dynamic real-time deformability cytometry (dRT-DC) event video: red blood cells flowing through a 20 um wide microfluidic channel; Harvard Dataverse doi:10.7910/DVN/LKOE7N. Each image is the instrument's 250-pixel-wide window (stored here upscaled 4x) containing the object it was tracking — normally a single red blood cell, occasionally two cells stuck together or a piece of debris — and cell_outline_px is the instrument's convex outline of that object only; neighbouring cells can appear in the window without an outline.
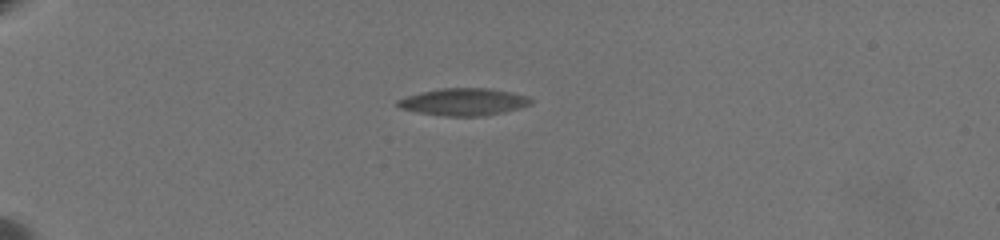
{"species": "common noctule bat (a hibernating species)", "species_latin": "Nyctalus noctula", "temperature_condition": "warm", "stored_images_in_passage": 52, "camera_frame_rate_fps": 3000, "um_per_image_px": 0.085, "animal": {"sex": "female", "body_mass_g": 19.5, "forearm_length_mm": 54.1}, "frame": {"image": 1, "passage_image": 1, "time_ms": 0.0, "image_size_px": [1000, 240], "cell_outline_px": [[532, 100], [528, 104], [496, 112], [476, 116], [452, 116], [420, 112], [404, 108], [396, 104], [396, 100], [408, 96], [424, 92], [444, 88], [480, 88], [508, 92], [528, 96]], "centroid_in_image_um": [39.35, 8.64], "position_along_channel_um": 45.7, "area_um2": 19.83}}
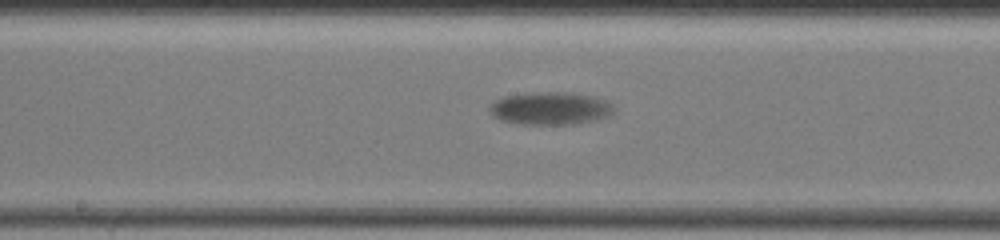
{"frame": {"image": 2, "passage_image": 22, "time_ms": 7.0, "image_size_px": [1000, 240], "cell_outline_px": [[608, 112], [600, 116], [572, 124], [524, 124], [504, 120], [496, 116], [492, 112], [492, 104], [496, 100], [508, 96], [584, 96], [596, 100], [604, 104], [608, 108]], "centroid_in_image_um": [46.57, 9.3], "position_along_channel_um": 201.6, "area_um2": 20.0}}
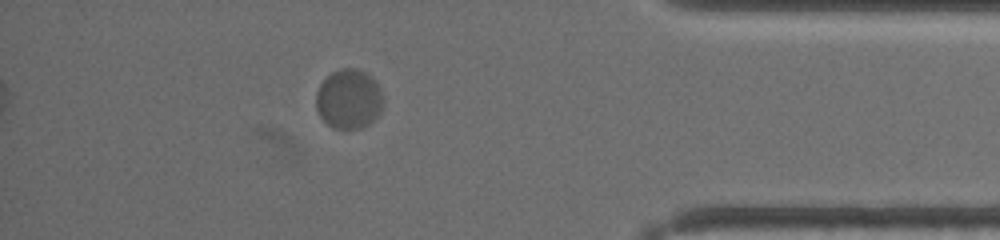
{"frame": {"image": 3, "passage_image": 45, "time_ms": 14.667, "image_size_px": [1000, 240], "cell_outline_px": [[380, 112], [368, 124], [360, 128], [332, 128], [320, 116], [316, 108], [316, 92], [320, 84], [332, 72], [340, 68], [352, 68], [364, 72], [376, 84], [380, 92]], "centroid_in_image_um": [29.58, 8.43], "position_along_channel_um": 405.6, "area_um2": 22.6}, "authors_computed_cell_mechanics": {"area_um2": 20.6924, "velocity_mm_per_s": 3.0072, "shape_relaxation_time_tau1_ms": 1.4043, "shape_relaxation_time_tau2_ms": null, "deformation_change_tau1": 0.0925, "deformation_change_tau2": null}}